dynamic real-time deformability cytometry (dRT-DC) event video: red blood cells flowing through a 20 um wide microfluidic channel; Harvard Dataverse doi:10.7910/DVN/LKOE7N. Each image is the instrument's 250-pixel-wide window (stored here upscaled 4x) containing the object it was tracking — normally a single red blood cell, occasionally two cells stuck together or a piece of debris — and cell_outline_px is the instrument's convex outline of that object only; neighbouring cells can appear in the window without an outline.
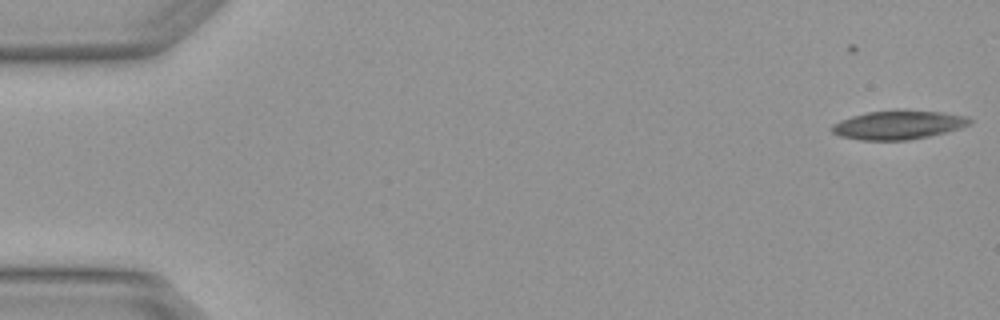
{"species": "Egyptian fruit bat (a non-hibernating species)", "species_latin": "Rousettus aegyptiacus", "temperature_condition": "warm", "stored_images_in_passage": 6, "camera_frame_rate_fps": 3000, "um_per_image_px": 0.085, "animal": {"sex": "female"}, "frame": {"image": 1, "passage_image": 2, "time_ms": 0.333, "image_size_px": [1000, 320], "cell_outline_px": [[972, 124], [960, 128], [928, 136], [908, 140], [860, 140], [840, 136], [832, 132], [828, 128], [832, 124], [840, 120], [852, 116], [868, 112], [896, 108], [904, 108], [940, 112], [968, 116], [972, 120]], "centroid_in_image_um": [76.34, 10.59], "position_along_channel_um": 8.7, "area_um2": 23.7}}
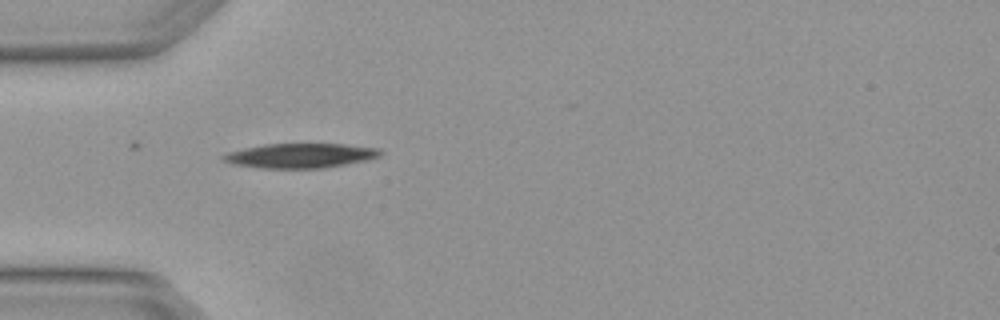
{"frame": {"image": 2, "passage_image": 6, "time_ms": 1.667, "image_size_px": [1000, 320], "cell_outline_px": [[384, 152], [380, 156], [368, 160], [324, 168], [260, 168], [236, 164], [224, 160], [220, 156], [228, 152], [244, 148], [264, 144], [344, 144], [380, 148]], "centroid_in_image_um": [25.59, 13.22], "position_along_channel_um": 59.4, "area_um2": 22.48}}